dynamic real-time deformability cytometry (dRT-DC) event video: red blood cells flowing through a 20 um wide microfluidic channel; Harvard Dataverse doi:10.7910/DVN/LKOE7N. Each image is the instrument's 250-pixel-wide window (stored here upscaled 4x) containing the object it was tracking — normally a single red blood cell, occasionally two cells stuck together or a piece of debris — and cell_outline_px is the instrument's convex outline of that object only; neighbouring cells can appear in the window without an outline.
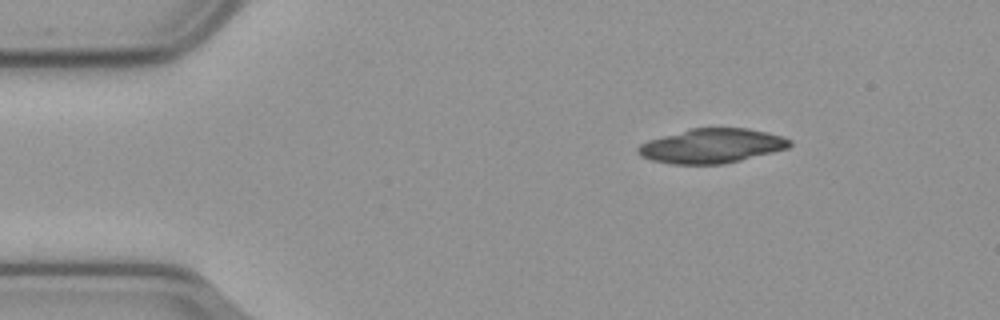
{"species": "common noctule bat (a hibernating species)", "species_latin": "Nyctalus noctula", "temperature_condition": "cold", "stored_images_in_passage": 49, "camera_frame_rate_fps": 3000, "um_per_image_px": 0.085, "animal": {"sex": "male", "body_mass_g": 23.1, "forearm_length_mm": 52.7}, "frame": {"image": 1, "passage_image": 1, "time_ms": 0.0, "image_size_px": [1000, 320], "cell_outline_px": [[792, 144], [788, 148], [724, 164], [672, 164], [652, 160], [640, 156], [636, 152], [636, 148], [640, 144], [648, 140], [692, 128], [748, 128], [768, 132], [784, 136], [792, 140]], "centroid_in_image_um": [60.5, 12.4], "position_along_channel_um": 24.5, "area_um2": 30.46}}